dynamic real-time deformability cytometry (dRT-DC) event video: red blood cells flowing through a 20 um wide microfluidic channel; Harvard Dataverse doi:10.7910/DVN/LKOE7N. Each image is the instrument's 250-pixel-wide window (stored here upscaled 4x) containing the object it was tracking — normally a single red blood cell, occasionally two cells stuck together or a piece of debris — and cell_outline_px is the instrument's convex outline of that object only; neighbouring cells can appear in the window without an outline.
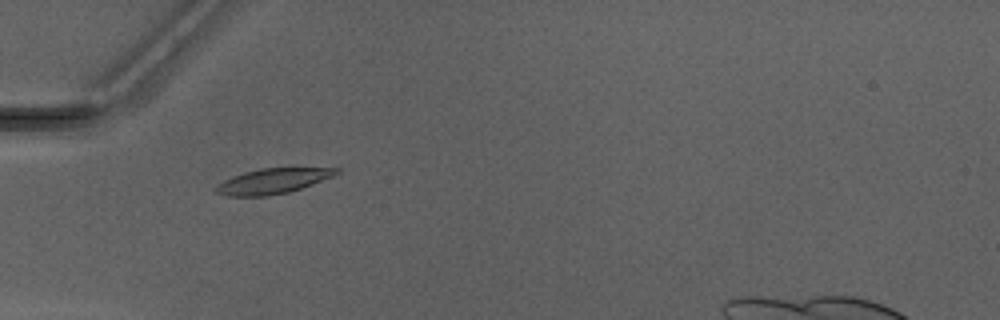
{"species": "Egyptian fruit bat (a non-hibernating species)", "species_latin": "Rousettus aegyptiacus", "temperature_condition": "warm", "stored_images_in_passage": 35, "camera_frame_rate_fps": 3000, "um_per_image_px": 0.085, "animal": {"sex": "male"}, "frame": {"image": 1, "passage_image": 1, "time_ms": 0.0, "image_size_px": [1000, 320], "cell_outline_px": [[340, 172], [332, 176], [312, 184], [288, 192], [268, 196], [228, 196], [216, 192], [212, 188], [216, 184], [232, 176], [244, 172], [260, 168], [292, 164], [340, 168]], "centroid_in_image_um": [23.26, 15.32], "position_along_channel_um": 61.7, "area_um2": 18.79}}
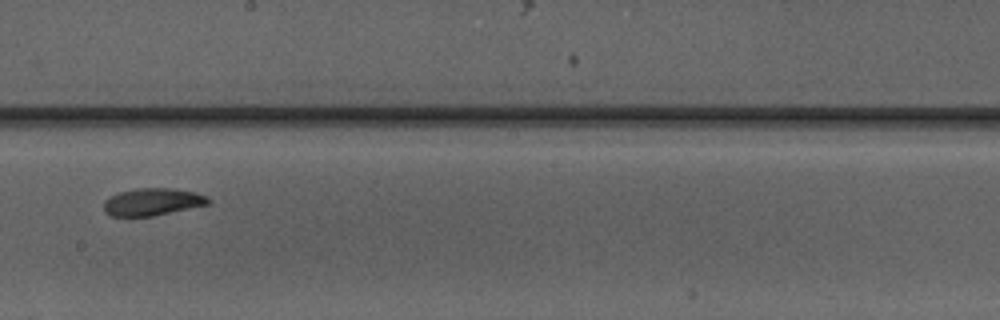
{"frame": {"image": 2, "passage_image": 14, "time_ms": 4.333, "image_size_px": [1000, 320], "cell_outline_px": [[208, 204], [152, 216], [112, 216], [104, 212], [104, 200], [120, 192], [136, 188], [172, 188], [196, 192], [208, 196]], "centroid_in_image_um": [12.94, 17.15], "position_along_channel_um": 235.3, "area_um2": 16.47}}
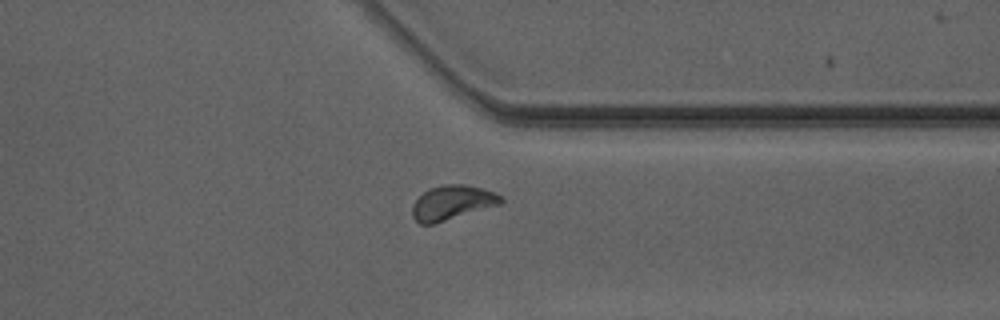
{"frame": {"image": 3, "passage_image": 24, "time_ms": 7.667, "image_size_px": [1000, 320], "cell_outline_px": [[504, 200], [500, 204], [432, 224], [420, 224], [412, 216], [412, 204], [424, 192], [432, 188], [444, 184], [464, 184], [484, 188], [496, 192]], "centroid_in_image_um": [38.44, 17.21], "position_along_channel_um": 373.0, "area_um2": 17.57}, "authors_computed_cell_mechanics": {"area_um2": 16.9354, "velocity_mm_per_s": 4.1489, "shape_relaxation_time_tau1_ms": 4.9704, "shape_relaxation_time_tau2_ms": 4.0057, "deformation_change_tau1": 0.1501, "deformation_change_tau2": 0.0688}}